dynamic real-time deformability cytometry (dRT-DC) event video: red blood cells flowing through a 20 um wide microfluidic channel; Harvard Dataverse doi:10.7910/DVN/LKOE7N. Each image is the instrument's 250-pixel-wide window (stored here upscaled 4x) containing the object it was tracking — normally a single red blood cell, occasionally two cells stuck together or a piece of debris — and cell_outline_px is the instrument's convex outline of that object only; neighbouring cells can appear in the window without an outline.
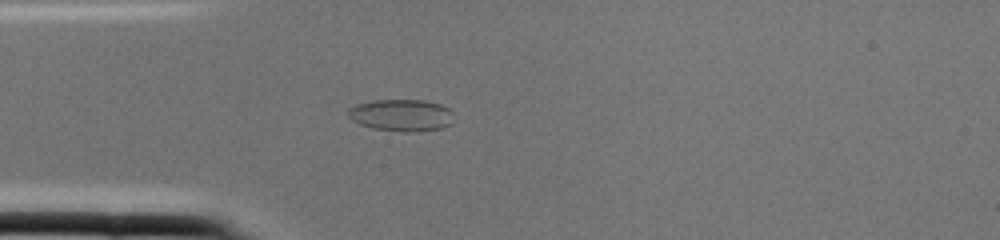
{"species": "common noctule bat (a hibernating species)", "species_latin": "Nyctalus noctula", "temperature_condition": "cold", "stored_images_in_passage": 2, "camera_frame_rate_fps": 3000, "um_per_image_px": 0.085, "animal": {"sex": "female", "body_mass_g": 22.0, "forearm_length_mm": 56.7}, "frame": {"image": 1, "passage_image": 2, "time_ms": 0.333, "image_size_px": [1000, 240], "cell_outline_px": [[452, 124], [440, 128], [412, 132], [404, 132], [372, 128], [360, 124], [352, 120], [348, 116], [348, 108], [356, 104], [372, 100], [424, 100], [440, 104], [448, 108], [452, 112]], "centroid_in_image_um": [34.1, 9.79], "position_along_channel_um": 50.9, "area_um2": 19.71}}